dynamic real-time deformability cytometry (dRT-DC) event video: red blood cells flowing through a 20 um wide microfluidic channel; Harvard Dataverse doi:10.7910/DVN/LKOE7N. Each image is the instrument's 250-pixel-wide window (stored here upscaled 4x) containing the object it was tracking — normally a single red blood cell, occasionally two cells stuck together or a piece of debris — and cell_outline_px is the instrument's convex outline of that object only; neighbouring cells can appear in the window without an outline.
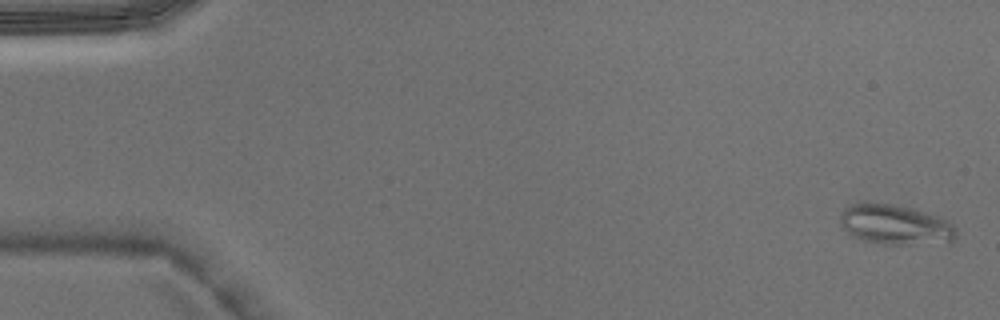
{"species": "Egyptian fruit bat (a non-hibernating species)", "species_latin": "Rousettus aegyptiacus", "temperature_condition": "warm", "stored_images_in_passage": 6, "camera_frame_rate_fps": 3000, "um_per_image_px": 0.085, "animal": {"sex": "male"}, "frame": {"image": 1, "passage_image": 1, "time_ms": 0.0, "image_size_px": [1000, 320], "cell_outline_px": [[956, 236], [952, 240], [908, 244], [884, 244], [852, 236], [840, 228], [840, 212], [848, 204], [892, 204], [944, 216], [956, 228]], "centroid_in_image_um": [76.07, 19.08], "position_along_channel_um": 8.9, "area_um2": 26.7}}
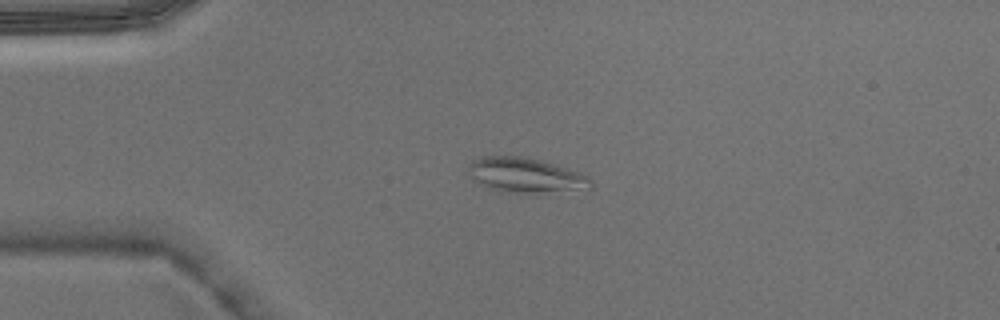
{"frame": {"image": 2, "passage_image": 4, "time_ms": 1.0, "image_size_px": [1000, 320], "cell_outline_px": [[592, 188], [536, 192], [496, 192], [480, 184], [468, 172], [468, 168], [472, 160], [480, 156], [520, 156], [540, 160], [568, 168], [580, 172], [588, 176], [592, 184]], "centroid_in_image_um": [44.63, 14.88], "position_along_channel_um": 40.4, "area_um2": 24.57}}